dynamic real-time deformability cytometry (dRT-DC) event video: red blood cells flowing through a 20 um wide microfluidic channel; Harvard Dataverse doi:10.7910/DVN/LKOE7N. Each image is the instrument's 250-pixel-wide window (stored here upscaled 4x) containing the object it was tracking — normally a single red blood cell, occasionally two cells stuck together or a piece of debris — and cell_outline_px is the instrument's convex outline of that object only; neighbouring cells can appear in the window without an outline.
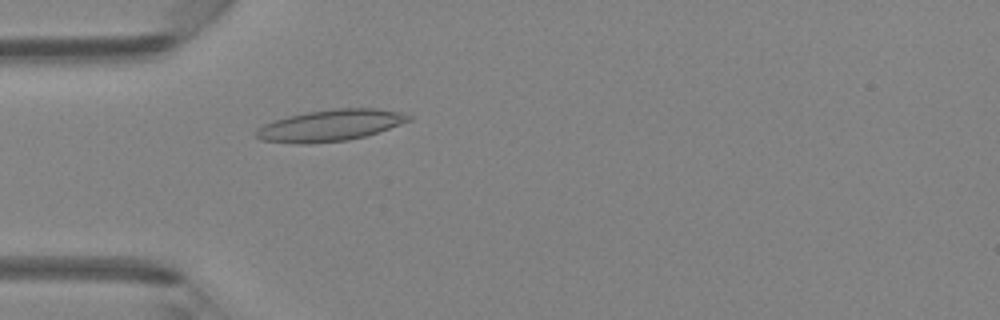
{"species": "Egyptian fruit bat (a non-hibernating species)", "species_latin": "Rousettus aegyptiacus", "temperature_condition": "room temperature", "stored_images_in_passage": 47, "camera_frame_rate_fps": 3000, "um_per_image_px": 0.085, "animal": {"sex": "female"}, "frame": {"image": 1, "passage_image": 14, "time_ms": 4.333, "image_size_px": [1000, 320], "cell_outline_px": [[412, 120], [364, 136], [348, 140], [308, 144], [292, 144], [260, 140], [256, 136], [256, 128], [264, 124], [288, 116], [308, 112], [332, 108], [376, 108], [400, 112], [412, 116]], "centroid_in_image_um": [28.04, 10.66], "position_along_channel_um": 57.0, "area_um2": 27.92}}
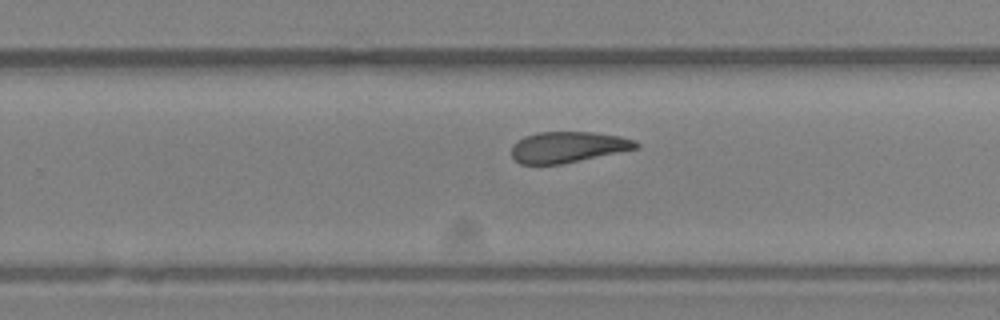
{"frame": {"image": 2, "passage_image": 30, "time_ms": 9.667, "image_size_px": [1000, 320], "cell_outline_px": [[640, 148], [560, 164], [520, 164], [512, 156], [512, 144], [516, 140], [524, 136], [536, 132], [592, 132], [620, 136], [636, 140], [640, 144]], "centroid_in_image_um": [48.28, 12.49], "position_along_channel_um": 281.5, "area_um2": 22.54}}
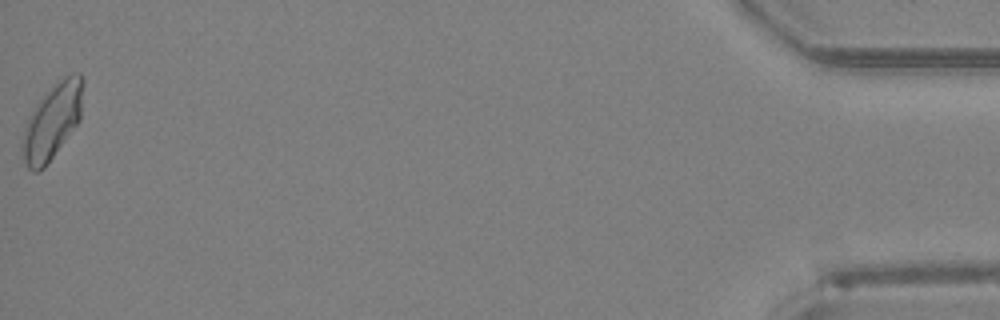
{"frame": {"image": 3, "passage_image": 47, "time_ms": 15.333, "image_size_px": [1000, 320], "cell_outline_px": [[84, 84], [80, 120], [44, 168], [36, 172], [32, 172], [28, 168], [24, 160], [20, 148], [24, 128], [36, 104], [52, 84], [64, 76], [72, 72], [80, 72], [84, 80]], "centroid_in_image_um": [4.46, 10.28], "position_along_channel_um": 430.7, "area_um2": 26.82}, "authors_computed_cell_mechanics": {"area_um2": 24.1604, "velocity_mm_per_s": 4.3259, "shape_relaxation_time_tau1_ms": null, "shape_relaxation_time_tau2_ms": 3.0176, "deformation_change_tau1": null, "deformation_change_tau2": 0.1129}}